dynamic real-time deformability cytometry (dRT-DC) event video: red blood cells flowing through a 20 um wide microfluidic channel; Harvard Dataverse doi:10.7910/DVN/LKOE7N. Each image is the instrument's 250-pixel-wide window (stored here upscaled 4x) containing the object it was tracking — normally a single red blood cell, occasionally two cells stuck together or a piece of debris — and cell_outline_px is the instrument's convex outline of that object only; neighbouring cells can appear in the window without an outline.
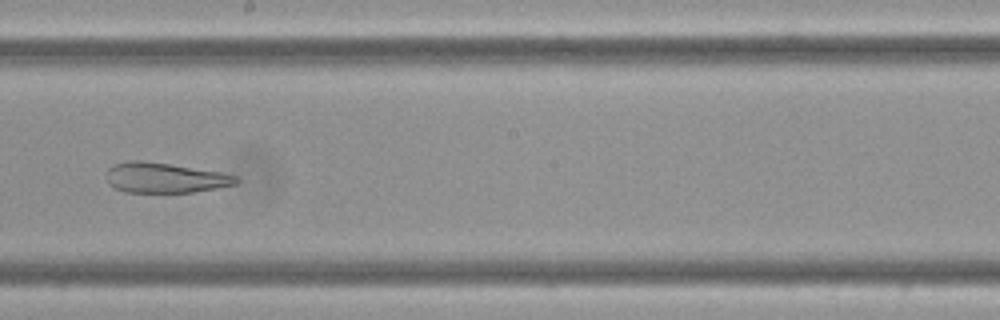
{"species": "Egyptian fruit bat (a non-hibernating species)", "species_latin": "Rousettus aegyptiacus", "temperature_condition": "cold", "stored_images_in_passage": 14, "camera_frame_rate_fps": 3000, "um_per_image_px": 0.085, "frame": {"image": 1, "passage_image": 8, "time_ms": 2.333, "image_size_px": [1000, 320], "cell_outline_px": [[240, 180], [236, 184], [216, 188], [192, 192], [124, 192], [108, 184], [108, 168], [116, 164], [132, 160], [140, 160], [168, 164], [220, 172], [236, 176]], "centroid_in_image_um": [14.02, 15.12], "position_along_channel_um": 234.2, "area_um2": 22.43}}